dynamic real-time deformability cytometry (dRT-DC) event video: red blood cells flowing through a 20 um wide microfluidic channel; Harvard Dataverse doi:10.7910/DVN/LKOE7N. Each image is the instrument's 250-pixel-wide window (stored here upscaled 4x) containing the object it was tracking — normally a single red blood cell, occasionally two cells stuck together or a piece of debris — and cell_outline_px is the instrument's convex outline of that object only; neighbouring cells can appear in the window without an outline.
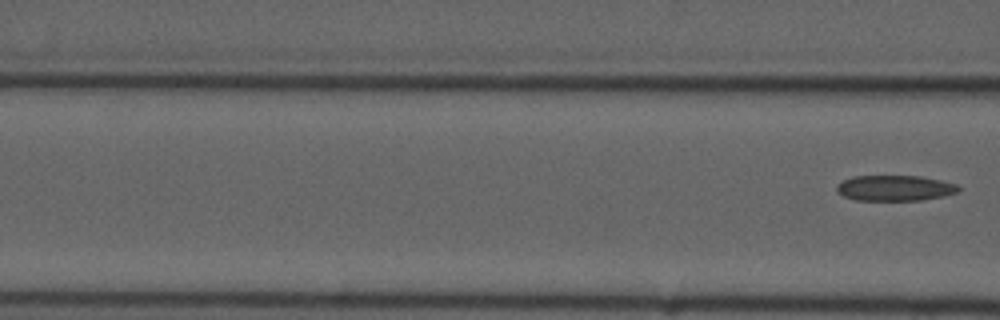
{"species": "common noctule bat (a hibernating species)", "species_latin": "Nyctalus noctula", "temperature_condition": "cold", "stored_images_in_passage": 6, "segment_of_instrument_passage": [2, 2], "camera_frame_rate_fps": 3000, "um_per_image_px": 0.085, "animal": {"sex": "male", "forearm_length_mm": 52.5}, "frame": {"image": 1, "passage_image": 6, "time_ms": 6.667, "image_size_px": [1000, 320], "cell_outline_px": [[960, 192], [944, 196], [920, 200], [856, 200], [844, 196], [836, 188], [844, 180], [852, 176], [920, 176], [940, 180], [956, 184], [960, 188]], "centroid_in_image_um": [76.12, 15.98], "position_along_channel_um": 90.5, "area_um2": 17.98}}